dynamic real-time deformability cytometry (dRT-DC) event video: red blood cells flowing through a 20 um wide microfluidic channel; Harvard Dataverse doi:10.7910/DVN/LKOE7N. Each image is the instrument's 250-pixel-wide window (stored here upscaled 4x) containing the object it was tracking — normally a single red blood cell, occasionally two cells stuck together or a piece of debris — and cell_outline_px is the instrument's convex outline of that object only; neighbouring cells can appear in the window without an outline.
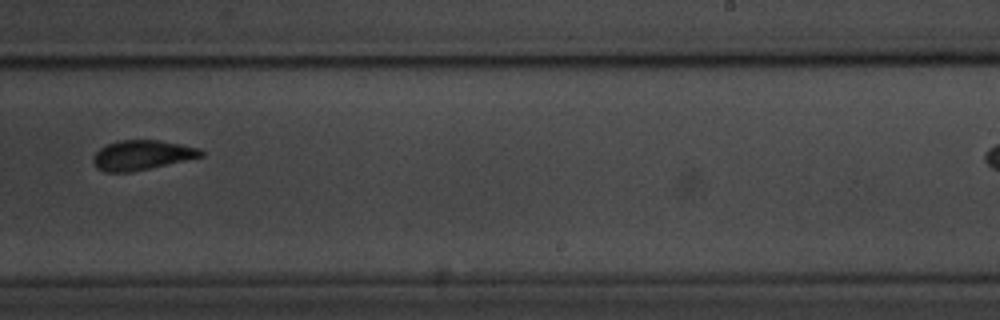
{"species": "common noctule bat (a hibernating species)", "species_latin": "Nyctalus noctula", "temperature_condition": "room temperature", "stored_images_in_passage": 8, "camera_frame_rate_fps": 3000, "um_per_image_px": 0.085, "animal": {"sex": "male", "body_mass_g": 20.1, "forearm_length_mm": 53.5}, "frame": {"image": 1, "passage_image": 8, "time_ms": 8.667, "image_size_px": [1000, 320], "cell_outline_px": [[204, 156], [148, 168], [128, 172], [104, 172], [96, 168], [92, 160], [92, 156], [100, 148], [108, 144], [120, 140], [160, 140], [200, 148], [204, 152]], "centroid_in_image_um": [12.04, 13.18], "position_along_channel_um": 277.0, "area_um2": 18.55}}